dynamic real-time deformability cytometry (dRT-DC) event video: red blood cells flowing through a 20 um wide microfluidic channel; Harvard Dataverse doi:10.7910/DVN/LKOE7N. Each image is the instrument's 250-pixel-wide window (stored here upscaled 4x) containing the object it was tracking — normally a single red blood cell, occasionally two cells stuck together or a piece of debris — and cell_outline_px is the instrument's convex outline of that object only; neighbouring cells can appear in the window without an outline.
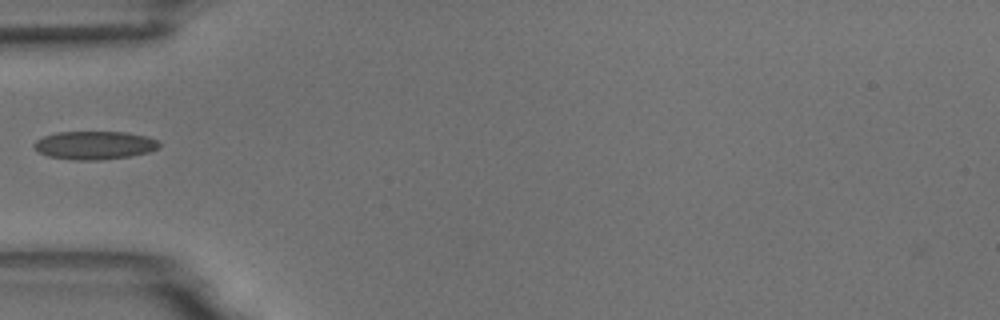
{"species": "common noctule bat (a hibernating species)", "species_latin": "Nyctalus noctula", "temperature_condition": "room temperature", "stored_images_in_passage": 1, "camera_frame_rate_fps": 3000, "um_per_image_px": 0.085, "animal": {"sex": "male", "body_mass_g": 18.8}, "frame": {"image": 1, "passage_image": 1, "time_ms": 0.0, "image_size_px": [1000, 320], "cell_outline_px": [[160, 148], [148, 152], [132, 156], [100, 160], [72, 160], [48, 156], [40, 152], [32, 144], [36, 140], [44, 136], [56, 132], [124, 132], [148, 136], [156, 140], [160, 144]], "centroid_in_image_um": [8.05, 12.35], "position_along_channel_um": 76.9, "area_um2": 20.69}}